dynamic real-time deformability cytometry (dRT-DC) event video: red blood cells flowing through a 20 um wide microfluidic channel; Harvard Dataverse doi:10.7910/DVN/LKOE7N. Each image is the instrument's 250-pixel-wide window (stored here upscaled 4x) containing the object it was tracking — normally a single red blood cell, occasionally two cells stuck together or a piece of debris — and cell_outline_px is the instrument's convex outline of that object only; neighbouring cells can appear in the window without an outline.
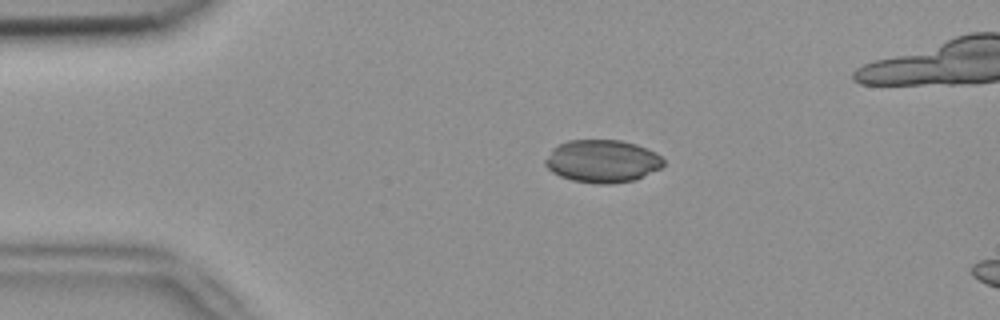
{"species": "common noctule bat (a hibernating species)", "species_latin": "Nyctalus noctula", "temperature_condition": "room temperature", "stored_images_in_passage": 3, "camera_frame_rate_fps": 3000, "um_per_image_px": 0.085, "animal": {"sex": "female", "body_mass_g": 18.4}, "frame": {"image": 1, "passage_image": 1, "time_ms": 0.0, "image_size_px": [1000, 320], "cell_outline_px": [[664, 164], [660, 168], [636, 180], [608, 184], [596, 184], [572, 180], [560, 176], [552, 172], [544, 164], [544, 160], [552, 148], [556, 144], [568, 140], [620, 140], [636, 144], [656, 152], [664, 160]], "centroid_in_image_um": [51.17, 13.69], "position_along_channel_um": 33.8, "area_um2": 29.65}}